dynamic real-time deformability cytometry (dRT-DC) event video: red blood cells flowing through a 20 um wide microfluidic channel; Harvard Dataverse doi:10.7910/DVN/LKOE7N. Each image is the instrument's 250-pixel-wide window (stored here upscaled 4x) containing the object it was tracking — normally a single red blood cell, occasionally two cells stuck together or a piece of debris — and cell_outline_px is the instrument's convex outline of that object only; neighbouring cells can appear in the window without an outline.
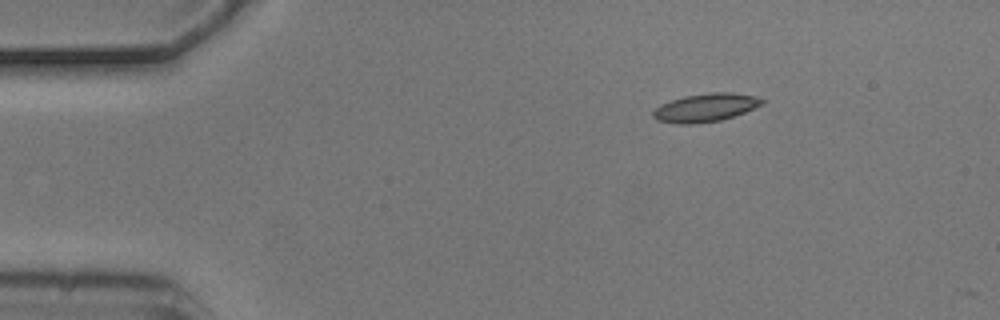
{"species": "common noctule bat (a hibernating species)", "species_latin": "Nyctalus noctula", "temperature_condition": "cold", "stored_images_in_passage": 2, "camera_frame_rate_fps": 3000, "um_per_image_px": 0.085, "animal": {"sex": "male", "body_mass_g": 20.5, "forearm_length_mm": 52.5}, "frame": {"image": 1, "passage_image": 1, "time_ms": 0.0, "image_size_px": [1000, 320], "cell_outline_px": [[764, 104], [744, 112], [720, 120], [696, 124], [676, 124], [656, 120], [652, 116], [652, 112], [660, 104], [684, 96], [712, 92], [732, 92], [756, 96], [764, 100]], "centroid_in_image_um": [59.95, 9.15], "position_along_channel_um": 25.0, "area_um2": 17.98}}